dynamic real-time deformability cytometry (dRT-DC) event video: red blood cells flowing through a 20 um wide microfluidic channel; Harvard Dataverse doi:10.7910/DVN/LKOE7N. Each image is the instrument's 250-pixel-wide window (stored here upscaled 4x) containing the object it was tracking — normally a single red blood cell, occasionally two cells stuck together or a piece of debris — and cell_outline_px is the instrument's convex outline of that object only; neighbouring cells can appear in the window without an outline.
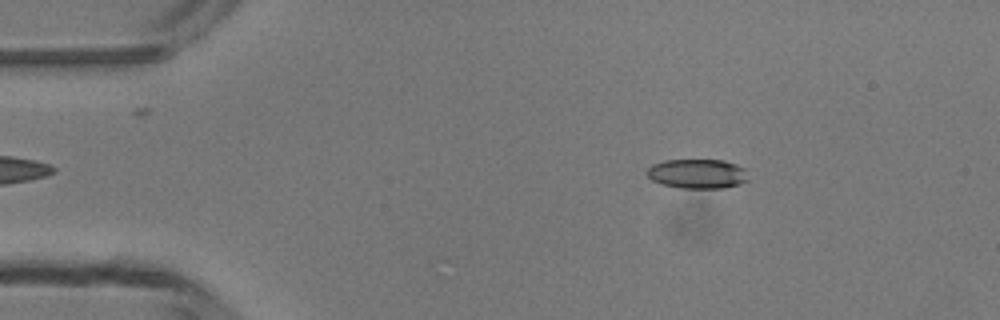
{"species": "common noctule bat (a hibernating species)", "species_latin": "Nyctalus noctula", "temperature_condition": "room temperature", "stored_images_in_passage": 45, "camera_frame_rate_fps": 3000, "um_per_image_px": 0.085, "animal": {"sex": "male", "body_mass_g": 13.3}, "frame": {"image": 1, "passage_image": 4, "time_ms": 1.0, "image_size_px": [1000, 320], "cell_outline_px": [[748, 180], [740, 184], [724, 188], [680, 188], [664, 184], [652, 180], [648, 176], [648, 168], [652, 164], [664, 160], [724, 160], [736, 164], [744, 168]], "centroid_in_image_um": [59.29, 14.76], "position_along_channel_um": 25.7, "area_um2": 17.34}}
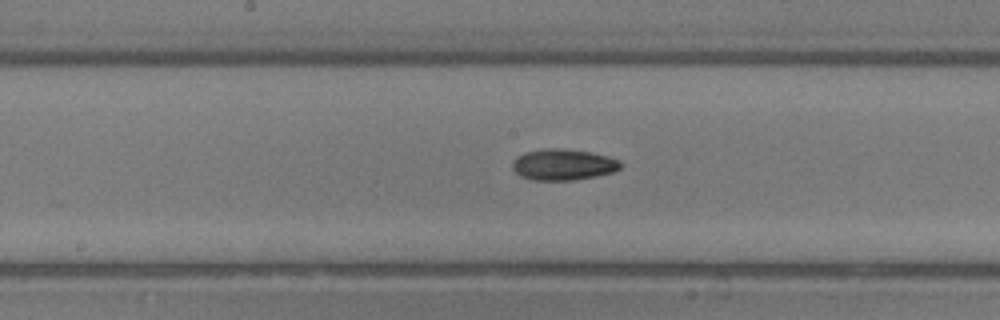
{"frame": {"image": 2, "passage_image": 21, "time_ms": 6.667, "image_size_px": [1000, 320], "cell_outline_px": [[620, 168], [612, 172], [596, 176], [572, 180], [532, 180], [520, 176], [512, 168], [512, 164], [516, 156], [524, 152], [544, 148], [564, 148], [592, 152], [608, 156], [620, 160]], "centroid_in_image_um": [47.85, 13.98], "position_along_channel_um": 200.4, "area_um2": 19.77}}
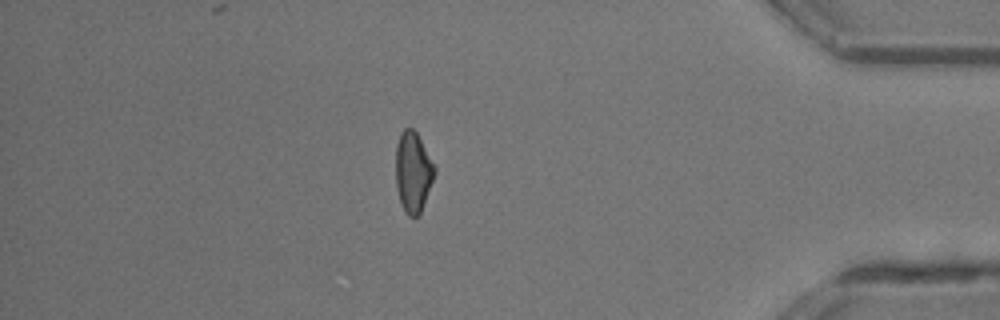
{"frame": {"image": 3, "passage_image": 38, "time_ms": 12.333, "image_size_px": [1000, 320], "cell_outline_px": [[436, 172], [420, 212], [416, 216], [408, 216], [404, 212], [396, 188], [396, 144], [400, 132], [404, 128], [412, 128], [416, 132], [436, 168]], "centroid_in_image_um": [35.09, 14.6], "position_along_channel_um": 400.1, "area_um2": 18.03}, "authors_computed_cell_mechanics": {"area_um2": 18.5538, "velocity_mm_per_s": 4.2522, "shape_relaxation_time_tau1_ms": 7.4537, "shape_relaxation_time_tau2_ms": 3.819, "deformation_change_tau1": 0.1866, "deformation_change_tau2": 0.0964}}